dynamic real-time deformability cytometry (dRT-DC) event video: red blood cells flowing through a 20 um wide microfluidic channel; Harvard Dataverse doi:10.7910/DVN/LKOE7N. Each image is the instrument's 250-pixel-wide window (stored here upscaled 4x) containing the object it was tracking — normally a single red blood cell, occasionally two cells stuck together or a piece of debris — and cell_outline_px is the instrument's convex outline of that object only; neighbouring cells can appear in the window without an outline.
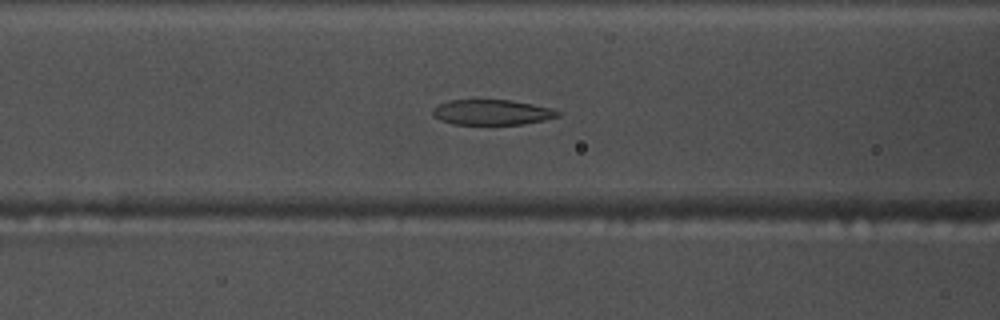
{"species": "common noctule bat (a hibernating species)", "species_latin": "Nyctalus noctula", "temperature_condition": "warm", "stored_images_in_passage": 52, "camera_frame_rate_fps": 3000, "um_per_image_px": 0.085, "animal": {"sex": "male", "body_mass_g": 17.5, "forearm_length_mm": 52.3}, "frame": {"image": 1, "passage_image": 18, "time_ms": 5.667, "image_size_px": [1000, 320], "cell_outline_px": [[564, 112], [560, 116], [544, 120], [524, 124], [452, 124], [440, 120], [432, 116], [432, 108], [436, 104], [448, 100], [512, 100], [552, 108]], "centroid_in_image_um": [41.81, 9.54], "position_along_channel_um": 124.8, "area_um2": 18.73}}
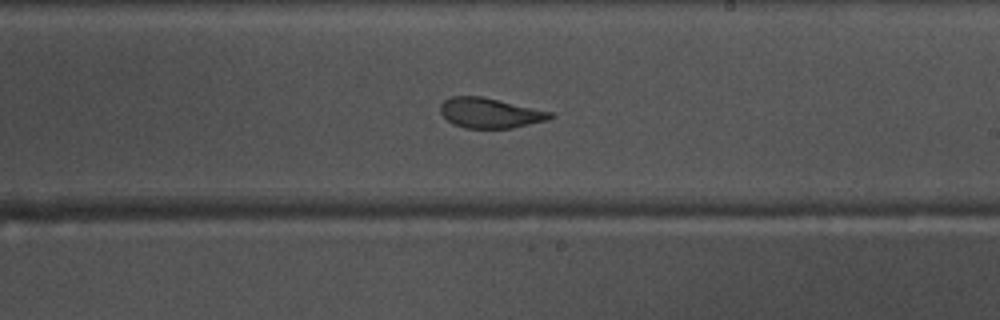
{"frame": {"image": 2, "passage_image": 28, "time_ms": 9.0, "image_size_px": [1000, 320], "cell_outline_px": [[556, 116], [544, 120], [512, 128], [464, 128], [452, 124], [440, 112], [440, 104], [444, 100], [452, 96], [480, 96], [552, 112]], "centroid_in_image_um": [41.6, 9.6], "position_along_channel_um": 247.4, "area_um2": 19.02}}
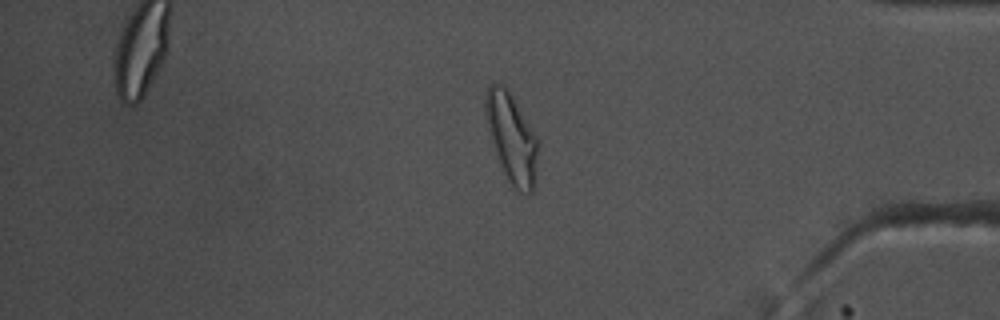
{"frame": {"image": 3, "passage_image": 42, "time_ms": 13.667, "image_size_px": [1000, 320], "cell_outline_px": [[540, 140], [532, 192], [516, 192], [508, 180], [504, 172], [492, 144], [484, 108], [484, 100], [488, 88], [492, 84], [504, 84], [508, 88]], "centroid_in_image_um": [43.51, 11.69], "position_along_channel_um": 391.7, "area_um2": 27.28}, "authors_computed_cell_mechanics": {"area_um2": 21.0681, "velocity_mm_per_s": 3.6908, "shape_relaxation_time_tau1_ms": 9.6716, "shape_relaxation_time_tau2_ms": 1.9645, "deformation_change_tau1": 0.2362, "deformation_change_tau2": 0.0887}}